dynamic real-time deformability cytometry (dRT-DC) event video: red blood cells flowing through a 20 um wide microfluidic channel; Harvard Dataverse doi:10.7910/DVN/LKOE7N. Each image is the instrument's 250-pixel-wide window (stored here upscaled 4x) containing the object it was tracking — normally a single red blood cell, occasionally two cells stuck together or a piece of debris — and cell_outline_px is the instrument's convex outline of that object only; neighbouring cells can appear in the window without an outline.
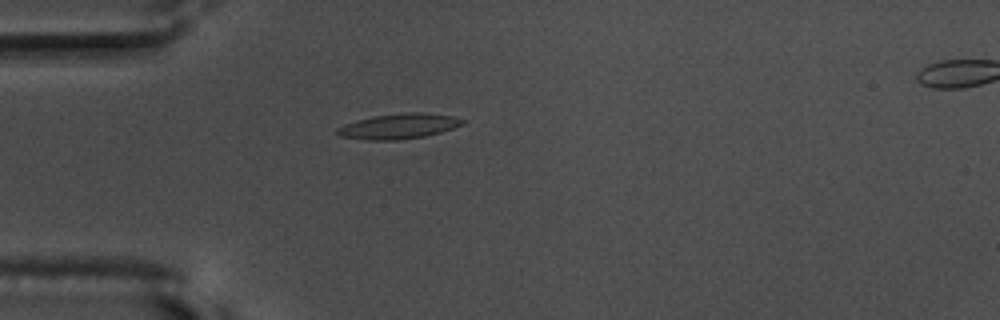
{"species": "common noctule bat (a hibernating species)", "species_latin": "Nyctalus noctula", "temperature_condition": "warm", "stored_images_in_passage": 41, "camera_frame_rate_fps": 3000, "um_per_image_px": 0.085, "animal": {"sex": "male", "body_mass_g": 17.5, "forearm_length_mm": 52.3}, "frame": {"image": 1, "passage_image": 1, "time_ms": 0.0, "image_size_px": [1000, 320], "cell_outline_px": [[468, 120], [464, 124], [440, 132], [424, 136], [396, 140], [368, 140], [340, 136], [336, 132], [336, 128], [344, 124], [356, 120], [372, 116], [404, 112], [420, 112], [452, 116]], "centroid_in_image_um": [33.89, 10.72], "position_along_channel_um": 51.1, "area_um2": 18.44}}
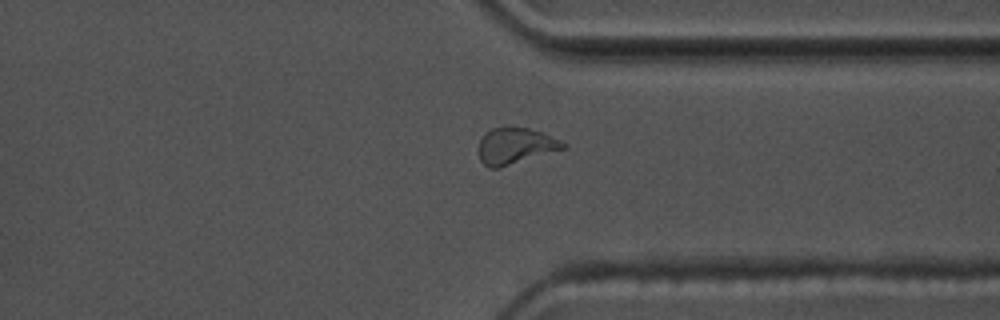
{"frame": {"image": 2, "passage_image": 28, "time_ms": 9.0, "image_size_px": [1000, 320], "cell_outline_px": [[568, 148], [500, 168], [488, 168], [480, 160], [480, 140], [492, 128], [508, 124], [528, 128], [540, 132], [560, 140], [568, 144]], "centroid_in_image_um": [43.84, 12.39], "position_along_channel_um": 367.6, "area_um2": 18.15}}
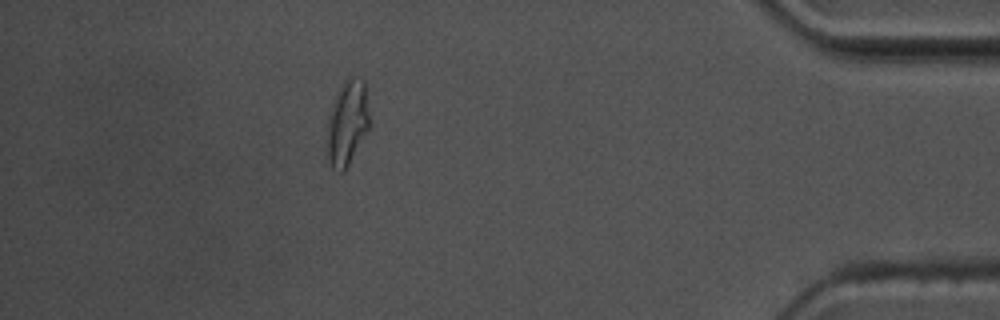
{"frame": {"image": 3, "passage_image": 35, "time_ms": 11.333, "image_size_px": [1000, 320], "cell_outline_px": [[368, 128], [344, 172], [340, 172], [332, 168], [328, 160], [328, 116], [332, 100], [340, 84], [352, 72], [364, 80], [368, 112]], "centroid_in_image_um": [29.49, 10.34], "position_along_channel_um": 405.7, "area_um2": 20.98}, "authors_computed_cell_mechanics": {"area_um2": 17.629, "velocity_mm_per_s": 3.6429, "shape_relaxation_time_tau1_ms": 7.4171, "shape_relaxation_time_tau2_ms": 2.8389, "deformation_change_tau1": 0.2112, "deformation_change_tau2": 0.1029}}